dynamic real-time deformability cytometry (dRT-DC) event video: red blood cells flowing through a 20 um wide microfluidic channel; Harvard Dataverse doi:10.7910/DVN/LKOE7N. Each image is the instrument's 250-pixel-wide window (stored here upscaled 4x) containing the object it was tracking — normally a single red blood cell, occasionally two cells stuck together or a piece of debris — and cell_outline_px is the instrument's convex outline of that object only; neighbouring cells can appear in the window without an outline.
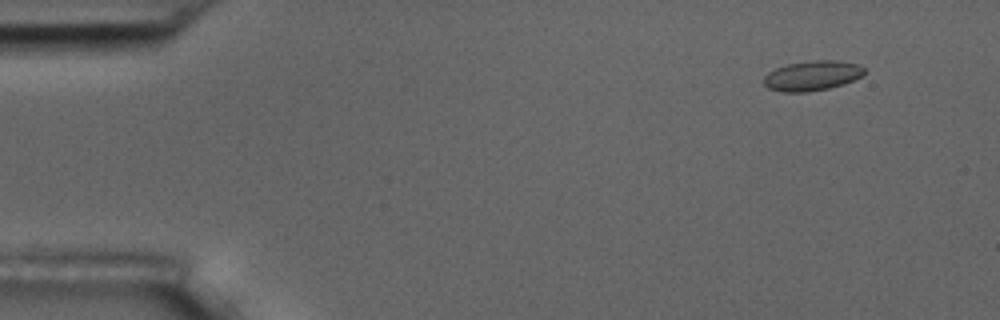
{"species": "common noctule bat (a hibernating species)", "species_latin": "Nyctalus noctula", "temperature_condition": "room temperature", "stored_images_in_passage": 5, "camera_frame_rate_fps": 3000, "um_per_image_px": 0.085, "animal": {"sex": "male", "body_mass_g": 17.5, "forearm_length_mm": 52.3}, "frame": {"image": 1, "passage_image": 2, "time_ms": 1.0, "image_size_px": [1000, 320], "cell_outline_px": [[864, 72], [860, 76], [844, 84], [828, 88], [808, 92], [784, 92], [768, 88], [764, 84], [764, 76], [768, 72], [776, 68], [788, 64], [812, 60], [836, 60], [856, 64], [864, 68]], "centroid_in_image_um": [69.0, 6.43], "position_along_channel_um": 16.0, "area_um2": 17.34}}
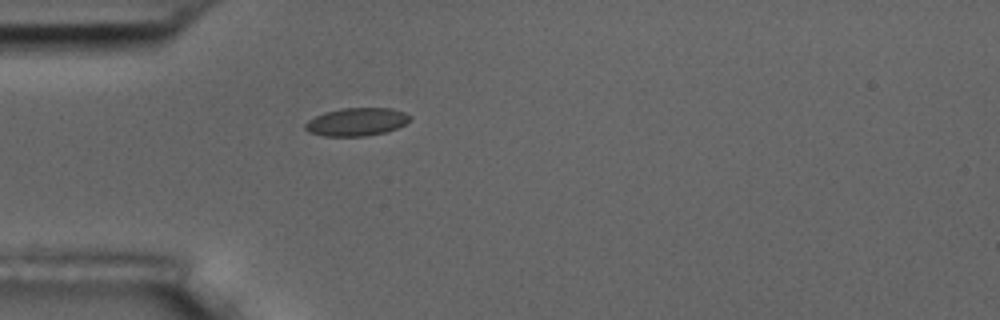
{"frame": {"image": 2, "passage_image": 5, "time_ms": 4.667, "image_size_px": [1000, 320], "cell_outline_px": [[412, 116], [404, 124], [396, 128], [384, 132], [364, 136], [324, 136], [308, 132], [304, 128], [304, 124], [308, 120], [324, 112], [340, 108], [392, 108], [404, 112]], "centroid_in_image_um": [30.27, 10.35], "position_along_channel_um": 54.7, "area_um2": 17.05}}